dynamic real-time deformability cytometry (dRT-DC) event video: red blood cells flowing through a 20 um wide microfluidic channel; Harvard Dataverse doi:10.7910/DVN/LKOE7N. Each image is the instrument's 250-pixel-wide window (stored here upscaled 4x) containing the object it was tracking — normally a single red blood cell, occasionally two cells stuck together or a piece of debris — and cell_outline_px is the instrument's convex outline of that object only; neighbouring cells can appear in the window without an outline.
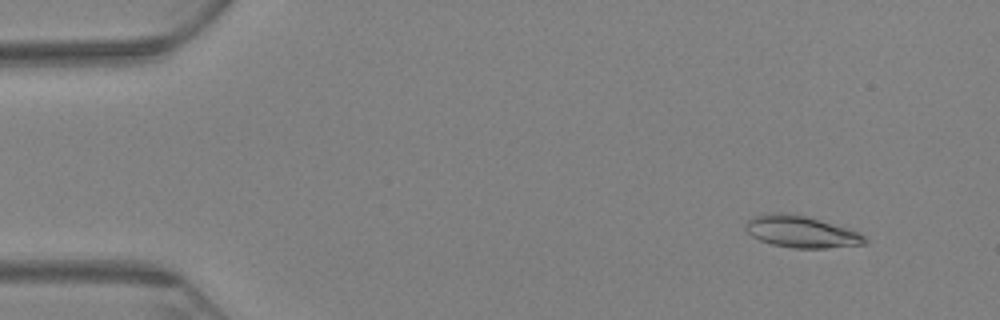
{"species": "Egyptian fruit bat (a non-hibernating species)", "species_latin": "Rousettus aegyptiacus", "temperature_condition": "warm", "stored_images_in_passage": 68, "camera_frame_rate_fps": 3000, "um_per_image_px": 0.085, "animal": {"sex": "female"}, "frame": {"image": 1, "passage_image": 7, "time_ms": 2.0, "image_size_px": [1000, 320], "cell_outline_px": [[868, 240], [864, 244], [824, 248], [792, 248], [772, 244], [760, 240], [752, 236], [744, 228], [748, 220], [756, 216], [768, 212], [792, 212], [860, 232]], "centroid_in_image_um": [68.08, 19.68], "position_along_channel_um": 16.9, "area_um2": 22.02}}
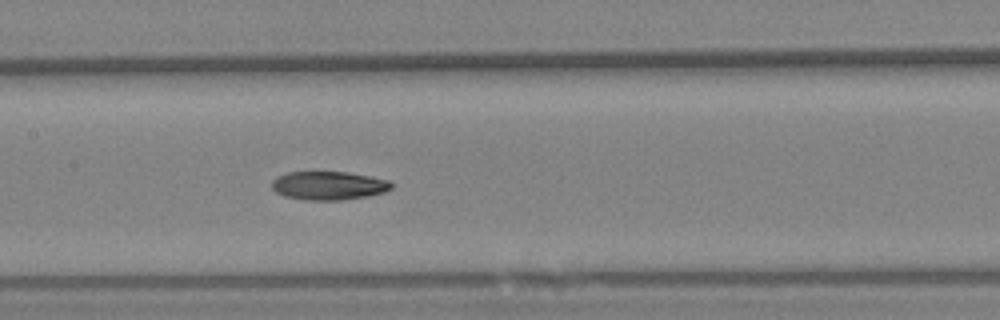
{"frame": {"image": 2, "passage_image": 34, "time_ms": 11.0, "image_size_px": [1000, 320], "cell_outline_px": [[392, 188], [384, 192], [368, 196], [344, 200], [304, 200], [284, 196], [276, 192], [272, 188], [272, 180], [276, 176], [288, 172], [348, 172], [388, 180], [392, 184]], "centroid_in_image_um": [27.91, 15.78], "position_along_channel_um": 179.5, "area_um2": 19.94}}
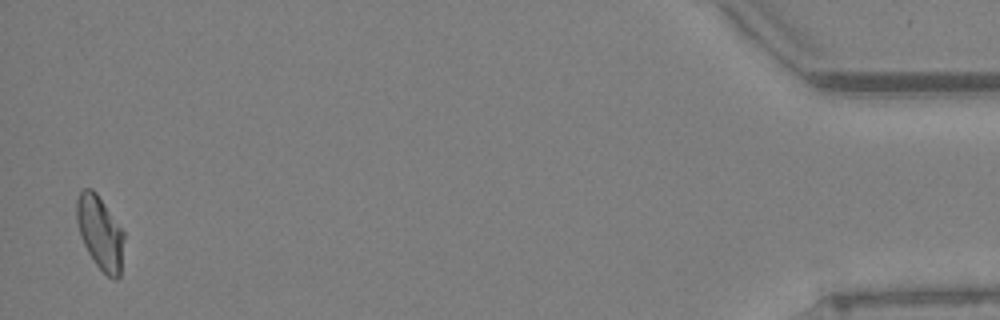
{"frame": {"image": 3, "passage_image": 67, "time_ms": 22.0, "image_size_px": [1000, 320], "cell_outline_px": [[124, 236], [120, 276], [116, 280], [112, 280], [96, 264], [88, 252], [80, 236], [76, 220], [76, 200], [80, 192], [84, 188], [92, 188], [96, 192], [124, 232]], "centroid_in_image_um": [8.5, 19.78], "position_along_channel_um": 426.7, "area_um2": 20.17}, "authors_computed_cell_mechanics": {"area_um2": 20.2878, "velocity_mm_per_s": 3.0457, "shape_relaxation_time_tau1_ms": 9.5497, "shape_relaxation_time_tau2_ms": 5.4112, "deformation_change_tau1": 0.2151, "deformation_change_tau2": 0.1075}}